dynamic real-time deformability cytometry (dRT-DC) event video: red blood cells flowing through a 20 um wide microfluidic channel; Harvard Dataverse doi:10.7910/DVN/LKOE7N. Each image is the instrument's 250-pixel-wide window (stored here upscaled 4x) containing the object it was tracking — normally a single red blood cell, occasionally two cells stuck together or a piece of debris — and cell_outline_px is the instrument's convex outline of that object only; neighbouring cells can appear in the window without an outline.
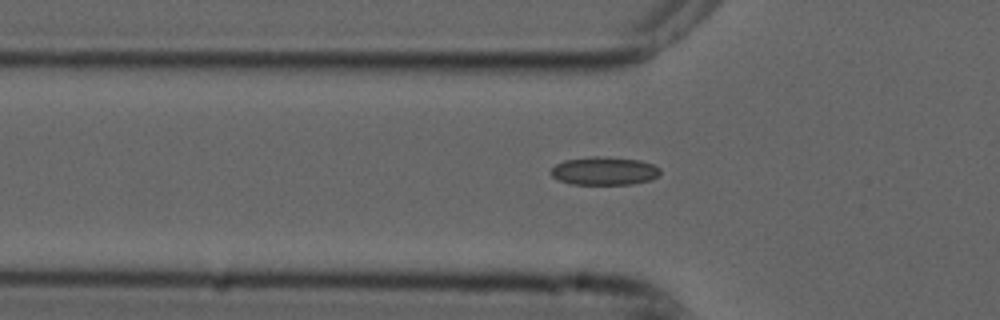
{"species": "common noctule bat (a hibernating species)", "species_latin": "Nyctalus noctula", "temperature_condition": "cold", "stored_images_in_passage": 36, "camera_frame_rate_fps": 3000, "um_per_image_px": 0.085, "animal": {"sex": "male", "forearm_length_mm": 52.5}, "frame": {"image": 1, "passage_image": 6, "time_ms": 1.667, "image_size_px": [1000, 320], "cell_outline_px": [[660, 172], [652, 180], [632, 184], [572, 184], [560, 180], [552, 176], [548, 172], [556, 164], [564, 160], [592, 156], [596, 156], [640, 160], [652, 164], [660, 168]], "centroid_in_image_um": [51.35, 14.53], "position_along_channel_um": 74.5, "area_um2": 17.92}}
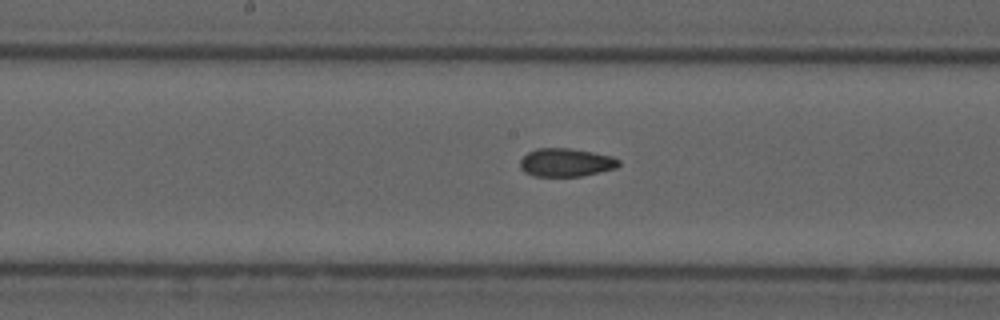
{"frame": {"image": 2, "passage_image": 16, "time_ms": 5.0, "image_size_px": [1000, 320], "cell_outline_px": [[620, 164], [616, 168], [580, 176], [532, 176], [524, 172], [520, 168], [520, 160], [528, 152], [536, 148], [568, 148], [592, 152], [612, 156], [620, 160]], "centroid_in_image_um": [48.08, 13.81], "position_along_channel_um": 200.1, "area_um2": 16.24}}
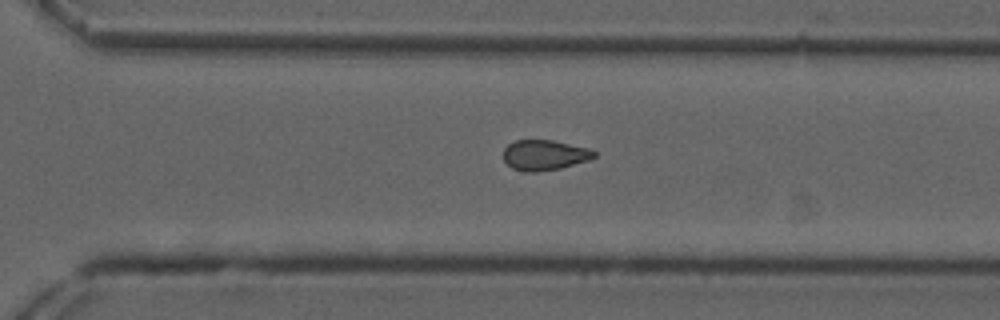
{"frame": {"image": 3, "passage_image": 26, "time_ms": 8.333, "image_size_px": [1000, 320], "cell_outline_px": [[596, 156], [588, 160], [560, 168], [536, 172], [524, 172], [512, 168], [504, 160], [504, 148], [508, 144], [516, 140], [552, 140], [588, 148], [596, 152]], "centroid_in_image_um": [46.26, 13.18], "position_along_channel_um": 324.3, "area_um2": 15.95}, "authors_computed_cell_mechanics": {"area_um2": 16.3863, "velocity_mm_per_s": 3.7438, "shape_relaxation_time_tau1_ms": null, "shape_relaxation_time_tau2_ms": 3.3036, "deformation_change_tau1": null, "deformation_change_tau2": 0.0925}}